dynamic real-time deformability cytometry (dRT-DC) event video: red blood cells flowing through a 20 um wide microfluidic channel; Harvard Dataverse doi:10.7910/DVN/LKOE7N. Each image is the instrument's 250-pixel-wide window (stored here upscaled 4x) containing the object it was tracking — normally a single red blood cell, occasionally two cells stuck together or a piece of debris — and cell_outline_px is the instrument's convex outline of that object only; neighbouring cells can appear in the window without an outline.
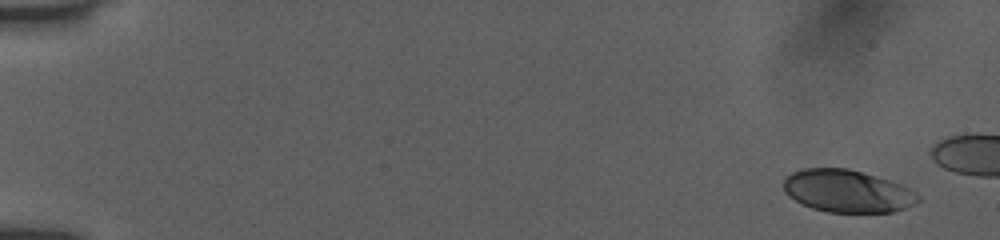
{"species": "human", "species_latin": "Homo sapiens", "temperature_condition": "room temperature", "stored_images_in_passage": 9, "camera_frame_rate_fps": 3000, "um_per_image_px": 0.085, "donor": {"sex": "female"}, "frame": {"image": 1, "passage_image": 1, "time_ms": 0.0, "image_size_px": [1000, 240], "cell_outline_px": [[920, 200], [916, 204], [892, 212], [828, 212], [812, 208], [788, 196], [784, 192], [784, 176], [792, 172], [804, 168], [848, 168], [876, 176], [900, 184], [908, 188], [920, 196]], "centroid_in_image_um": [72.0, 16.24], "position_along_channel_um": 13.0, "area_um2": 33.23}}